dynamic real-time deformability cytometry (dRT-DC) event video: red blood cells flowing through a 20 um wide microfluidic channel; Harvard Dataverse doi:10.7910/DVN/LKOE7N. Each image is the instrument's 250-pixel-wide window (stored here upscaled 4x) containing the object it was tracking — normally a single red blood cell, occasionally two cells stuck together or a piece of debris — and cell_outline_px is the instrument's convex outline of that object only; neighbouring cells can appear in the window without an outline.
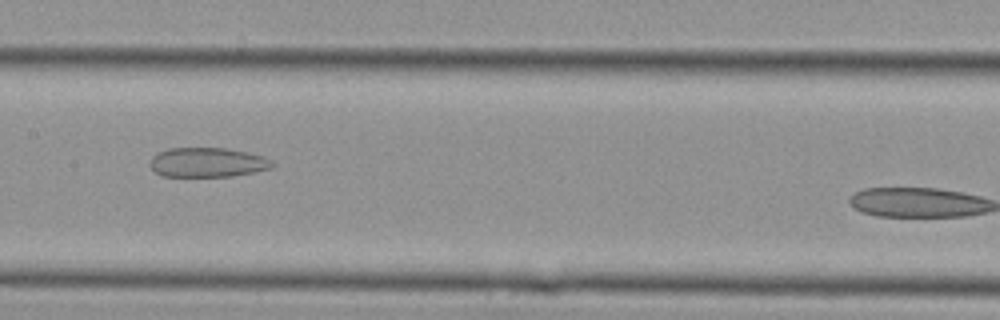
{"species": "Egyptian fruit bat (a non-hibernating species)", "species_latin": "Rousettus aegyptiacus", "temperature_condition": "cold", "stored_images_in_passage": 17, "camera_frame_rate_fps": 3000, "um_per_image_px": 0.085, "animal": {"sex": "female"}, "frame": {"image": 1, "passage_image": 15, "time_ms": 4.667, "image_size_px": [1000, 320], "cell_outline_px": [[276, 164], [272, 168], [232, 176], [160, 176], [148, 164], [152, 156], [156, 152], [168, 148], [224, 148], [264, 156], [272, 160]], "centroid_in_image_um": [17.61, 13.8], "position_along_channel_um": 189.8, "area_um2": 21.1}}